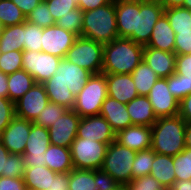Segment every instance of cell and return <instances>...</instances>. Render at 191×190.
Masks as SVG:
<instances>
[{
  "label": "cell",
  "instance_id": "obj_14",
  "mask_svg": "<svg viewBox=\"0 0 191 190\" xmlns=\"http://www.w3.org/2000/svg\"><path fill=\"white\" fill-rule=\"evenodd\" d=\"M77 35L69 32L56 24L43 28L42 52L65 58L68 50L72 47Z\"/></svg>",
  "mask_w": 191,
  "mask_h": 190
},
{
  "label": "cell",
  "instance_id": "obj_25",
  "mask_svg": "<svg viewBox=\"0 0 191 190\" xmlns=\"http://www.w3.org/2000/svg\"><path fill=\"white\" fill-rule=\"evenodd\" d=\"M46 166L56 173H69L74 169L70 148L50 144L45 152Z\"/></svg>",
  "mask_w": 191,
  "mask_h": 190
},
{
  "label": "cell",
  "instance_id": "obj_8",
  "mask_svg": "<svg viewBox=\"0 0 191 190\" xmlns=\"http://www.w3.org/2000/svg\"><path fill=\"white\" fill-rule=\"evenodd\" d=\"M164 13L160 2L136 0V21L133 41L146 46L150 40L154 25Z\"/></svg>",
  "mask_w": 191,
  "mask_h": 190
},
{
  "label": "cell",
  "instance_id": "obj_38",
  "mask_svg": "<svg viewBox=\"0 0 191 190\" xmlns=\"http://www.w3.org/2000/svg\"><path fill=\"white\" fill-rule=\"evenodd\" d=\"M42 35H43V28L25 21L24 50L41 52Z\"/></svg>",
  "mask_w": 191,
  "mask_h": 190
},
{
  "label": "cell",
  "instance_id": "obj_10",
  "mask_svg": "<svg viewBox=\"0 0 191 190\" xmlns=\"http://www.w3.org/2000/svg\"><path fill=\"white\" fill-rule=\"evenodd\" d=\"M50 144L48 129L43 126L36 125L31 121V131L23 154L25 166H46L45 152Z\"/></svg>",
  "mask_w": 191,
  "mask_h": 190
},
{
  "label": "cell",
  "instance_id": "obj_37",
  "mask_svg": "<svg viewBox=\"0 0 191 190\" xmlns=\"http://www.w3.org/2000/svg\"><path fill=\"white\" fill-rule=\"evenodd\" d=\"M67 110L66 107L49 101L33 123L48 129L53 125L57 118L61 117Z\"/></svg>",
  "mask_w": 191,
  "mask_h": 190
},
{
  "label": "cell",
  "instance_id": "obj_51",
  "mask_svg": "<svg viewBox=\"0 0 191 190\" xmlns=\"http://www.w3.org/2000/svg\"><path fill=\"white\" fill-rule=\"evenodd\" d=\"M69 173H56L47 190H69Z\"/></svg>",
  "mask_w": 191,
  "mask_h": 190
},
{
  "label": "cell",
  "instance_id": "obj_30",
  "mask_svg": "<svg viewBox=\"0 0 191 190\" xmlns=\"http://www.w3.org/2000/svg\"><path fill=\"white\" fill-rule=\"evenodd\" d=\"M34 84V78L23 69L7 75L8 98L15 103Z\"/></svg>",
  "mask_w": 191,
  "mask_h": 190
},
{
  "label": "cell",
  "instance_id": "obj_27",
  "mask_svg": "<svg viewBox=\"0 0 191 190\" xmlns=\"http://www.w3.org/2000/svg\"><path fill=\"white\" fill-rule=\"evenodd\" d=\"M153 176L165 190H168L176 181L173 157L156 153L151 166Z\"/></svg>",
  "mask_w": 191,
  "mask_h": 190
},
{
  "label": "cell",
  "instance_id": "obj_49",
  "mask_svg": "<svg viewBox=\"0 0 191 190\" xmlns=\"http://www.w3.org/2000/svg\"><path fill=\"white\" fill-rule=\"evenodd\" d=\"M175 73L191 79V54L176 56Z\"/></svg>",
  "mask_w": 191,
  "mask_h": 190
},
{
  "label": "cell",
  "instance_id": "obj_35",
  "mask_svg": "<svg viewBox=\"0 0 191 190\" xmlns=\"http://www.w3.org/2000/svg\"><path fill=\"white\" fill-rule=\"evenodd\" d=\"M26 16L12 0H0V24L2 27L24 23Z\"/></svg>",
  "mask_w": 191,
  "mask_h": 190
},
{
  "label": "cell",
  "instance_id": "obj_29",
  "mask_svg": "<svg viewBox=\"0 0 191 190\" xmlns=\"http://www.w3.org/2000/svg\"><path fill=\"white\" fill-rule=\"evenodd\" d=\"M24 51V23L2 27L0 33V53Z\"/></svg>",
  "mask_w": 191,
  "mask_h": 190
},
{
  "label": "cell",
  "instance_id": "obj_34",
  "mask_svg": "<svg viewBox=\"0 0 191 190\" xmlns=\"http://www.w3.org/2000/svg\"><path fill=\"white\" fill-rule=\"evenodd\" d=\"M69 190H97L95 170L72 169L69 172Z\"/></svg>",
  "mask_w": 191,
  "mask_h": 190
},
{
  "label": "cell",
  "instance_id": "obj_16",
  "mask_svg": "<svg viewBox=\"0 0 191 190\" xmlns=\"http://www.w3.org/2000/svg\"><path fill=\"white\" fill-rule=\"evenodd\" d=\"M31 131V121L15 116L0 135V141L11 154H24Z\"/></svg>",
  "mask_w": 191,
  "mask_h": 190
},
{
  "label": "cell",
  "instance_id": "obj_11",
  "mask_svg": "<svg viewBox=\"0 0 191 190\" xmlns=\"http://www.w3.org/2000/svg\"><path fill=\"white\" fill-rule=\"evenodd\" d=\"M50 100L43 84L35 83L15 103V116L34 121Z\"/></svg>",
  "mask_w": 191,
  "mask_h": 190
},
{
  "label": "cell",
  "instance_id": "obj_15",
  "mask_svg": "<svg viewBox=\"0 0 191 190\" xmlns=\"http://www.w3.org/2000/svg\"><path fill=\"white\" fill-rule=\"evenodd\" d=\"M77 137L109 145L116 140V133L103 116L93 115L81 117Z\"/></svg>",
  "mask_w": 191,
  "mask_h": 190
},
{
  "label": "cell",
  "instance_id": "obj_24",
  "mask_svg": "<svg viewBox=\"0 0 191 190\" xmlns=\"http://www.w3.org/2000/svg\"><path fill=\"white\" fill-rule=\"evenodd\" d=\"M133 125L152 126L157 117L147 96L138 95L126 104Z\"/></svg>",
  "mask_w": 191,
  "mask_h": 190
},
{
  "label": "cell",
  "instance_id": "obj_9",
  "mask_svg": "<svg viewBox=\"0 0 191 190\" xmlns=\"http://www.w3.org/2000/svg\"><path fill=\"white\" fill-rule=\"evenodd\" d=\"M62 58L36 51H23L22 69L28 72L35 83L43 84L55 73Z\"/></svg>",
  "mask_w": 191,
  "mask_h": 190
},
{
  "label": "cell",
  "instance_id": "obj_43",
  "mask_svg": "<svg viewBox=\"0 0 191 190\" xmlns=\"http://www.w3.org/2000/svg\"><path fill=\"white\" fill-rule=\"evenodd\" d=\"M22 55L23 51H9L6 53H0V70L9 75L15 71L22 69Z\"/></svg>",
  "mask_w": 191,
  "mask_h": 190
},
{
  "label": "cell",
  "instance_id": "obj_45",
  "mask_svg": "<svg viewBox=\"0 0 191 190\" xmlns=\"http://www.w3.org/2000/svg\"><path fill=\"white\" fill-rule=\"evenodd\" d=\"M124 185L126 190H165L151 175L139 177Z\"/></svg>",
  "mask_w": 191,
  "mask_h": 190
},
{
  "label": "cell",
  "instance_id": "obj_52",
  "mask_svg": "<svg viewBox=\"0 0 191 190\" xmlns=\"http://www.w3.org/2000/svg\"><path fill=\"white\" fill-rule=\"evenodd\" d=\"M179 116L186 122H191V94L179 102Z\"/></svg>",
  "mask_w": 191,
  "mask_h": 190
},
{
  "label": "cell",
  "instance_id": "obj_1",
  "mask_svg": "<svg viewBox=\"0 0 191 190\" xmlns=\"http://www.w3.org/2000/svg\"><path fill=\"white\" fill-rule=\"evenodd\" d=\"M144 46L128 38H117L103 47L104 74H131L143 61Z\"/></svg>",
  "mask_w": 191,
  "mask_h": 190
},
{
  "label": "cell",
  "instance_id": "obj_19",
  "mask_svg": "<svg viewBox=\"0 0 191 190\" xmlns=\"http://www.w3.org/2000/svg\"><path fill=\"white\" fill-rule=\"evenodd\" d=\"M176 53L160 49L144 47L143 61L161 78H167L175 73Z\"/></svg>",
  "mask_w": 191,
  "mask_h": 190
},
{
  "label": "cell",
  "instance_id": "obj_5",
  "mask_svg": "<svg viewBox=\"0 0 191 190\" xmlns=\"http://www.w3.org/2000/svg\"><path fill=\"white\" fill-rule=\"evenodd\" d=\"M135 155V151L115 140L108 145L100 169L112 176L119 184L130 183L132 181V164Z\"/></svg>",
  "mask_w": 191,
  "mask_h": 190
},
{
  "label": "cell",
  "instance_id": "obj_48",
  "mask_svg": "<svg viewBox=\"0 0 191 190\" xmlns=\"http://www.w3.org/2000/svg\"><path fill=\"white\" fill-rule=\"evenodd\" d=\"M95 185L98 190H113L119 183L101 169L95 170Z\"/></svg>",
  "mask_w": 191,
  "mask_h": 190
},
{
  "label": "cell",
  "instance_id": "obj_20",
  "mask_svg": "<svg viewBox=\"0 0 191 190\" xmlns=\"http://www.w3.org/2000/svg\"><path fill=\"white\" fill-rule=\"evenodd\" d=\"M99 115L108 121L116 134L127 127L133 126L126 104L109 96L102 103Z\"/></svg>",
  "mask_w": 191,
  "mask_h": 190
},
{
  "label": "cell",
  "instance_id": "obj_32",
  "mask_svg": "<svg viewBox=\"0 0 191 190\" xmlns=\"http://www.w3.org/2000/svg\"><path fill=\"white\" fill-rule=\"evenodd\" d=\"M43 85L51 102L73 109L75 95L61 81H45Z\"/></svg>",
  "mask_w": 191,
  "mask_h": 190
},
{
  "label": "cell",
  "instance_id": "obj_28",
  "mask_svg": "<svg viewBox=\"0 0 191 190\" xmlns=\"http://www.w3.org/2000/svg\"><path fill=\"white\" fill-rule=\"evenodd\" d=\"M55 175L47 166L26 167L23 180L27 190H47Z\"/></svg>",
  "mask_w": 191,
  "mask_h": 190
},
{
  "label": "cell",
  "instance_id": "obj_22",
  "mask_svg": "<svg viewBox=\"0 0 191 190\" xmlns=\"http://www.w3.org/2000/svg\"><path fill=\"white\" fill-rule=\"evenodd\" d=\"M116 25L119 38L133 41L136 21V0H115Z\"/></svg>",
  "mask_w": 191,
  "mask_h": 190
},
{
  "label": "cell",
  "instance_id": "obj_46",
  "mask_svg": "<svg viewBox=\"0 0 191 190\" xmlns=\"http://www.w3.org/2000/svg\"><path fill=\"white\" fill-rule=\"evenodd\" d=\"M14 117V102H12L9 98L0 97V135Z\"/></svg>",
  "mask_w": 191,
  "mask_h": 190
},
{
  "label": "cell",
  "instance_id": "obj_3",
  "mask_svg": "<svg viewBox=\"0 0 191 190\" xmlns=\"http://www.w3.org/2000/svg\"><path fill=\"white\" fill-rule=\"evenodd\" d=\"M82 36L102 44L110 43L119 38L115 0L107 5L83 12Z\"/></svg>",
  "mask_w": 191,
  "mask_h": 190
},
{
  "label": "cell",
  "instance_id": "obj_21",
  "mask_svg": "<svg viewBox=\"0 0 191 190\" xmlns=\"http://www.w3.org/2000/svg\"><path fill=\"white\" fill-rule=\"evenodd\" d=\"M116 141L138 152L151 148V127L133 125L116 134Z\"/></svg>",
  "mask_w": 191,
  "mask_h": 190
},
{
  "label": "cell",
  "instance_id": "obj_23",
  "mask_svg": "<svg viewBox=\"0 0 191 190\" xmlns=\"http://www.w3.org/2000/svg\"><path fill=\"white\" fill-rule=\"evenodd\" d=\"M175 33L171 28L168 18L163 13L154 25L150 40L144 47L160 49L166 52H174Z\"/></svg>",
  "mask_w": 191,
  "mask_h": 190
},
{
  "label": "cell",
  "instance_id": "obj_54",
  "mask_svg": "<svg viewBox=\"0 0 191 190\" xmlns=\"http://www.w3.org/2000/svg\"><path fill=\"white\" fill-rule=\"evenodd\" d=\"M15 5L27 15L41 2V0H12Z\"/></svg>",
  "mask_w": 191,
  "mask_h": 190
},
{
  "label": "cell",
  "instance_id": "obj_2",
  "mask_svg": "<svg viewBox=\"0 0 191 190\" xmlns=\"http://www.w3.org/2000/svg\"><path fill=\"white\" fill-rule=\"evenodd\" d=\"M186 122L179 116L161 117L151 126V149L158 154L174 157L185 145Z\"/></svg>",
  "mask_w": 191,
  "mask_h": 190
},
{
  "label": "cell",
  "instance_id": "obj_40",
  "mask_svg": "<svg viewBox=\"0 0 191 190\" xmlns=\"http://www.w3.org/2000/svg\"><path fill=\"white\" fill-rule=\"evenodd\" d=\"M166 79L169 91L179 102L191 94V79H185L184 75L177 73H173Z\"/></svg>",
  "mask_w": 191,
  "mask_h": 190
},
{
  "label": "cell",
  "instance_id": "obj_47",
  "mask_svg": "<svg viewBox=\"0 0 191 190\" xmlns=\"http://www.w3.org/2000/svg\"><path fill=\"white\" fill-rule=\"evenodd\" d=\"M174 52L176 55L191 54V30L175 34Z\"/></svg>",
  "mask_w": 191,
  "mask_h": 190
},
{
  "label": "cell",
  "instance_id": "obj_55",
  "mask_svg": "<svg viewBox=\"0 0 191 190\" xmlns=\"http://www.w3.org/2000/svg\"><path fill=\"white\" fill-rule=\"evenodd\" d=\"M168 190H191V180H176Z\"/></svg>",
  "mask_w": 191,
  "mask_h": 190
},
{
  "label": "cell",
  "instance_id": "obj_39",
  "mask_svg": "<svg viewBox=\"0 0 191 190\" xmlns=\"http://www.w3.org/2000/svg\"><path fill=\"white\" fill-rule=\"evenodd\" d=\"M176 180H191V148L185 149L173 157Z\"/></svg>",
  "mask_w": 191,
  "mask_h": 190
},
{
  "label": "cell",
  "instance_id": "obj_36",
  "mask_svg": "<svg viewBox=\"0 0 191 190\" xmlns=\"http://www.w3.org/2000/svg\"><path fill=\"white\" fill-rule=\"evenodd\" d=\"M155 154L151 148L136 152L132 164V180L150 175Z\"/></svg>",
  "mask_w": 191,
  "mask_h": 190
},
{
  "label": "cell",
  "instance_id": "obj_44",
  "mask_svg": "<svg viewBox=\"0 0 191 190\" xmlns=\"http://www.w3.org/2000/svg\"><path fill=\"white\" fill-rule=\"evenodd\" d=\"M46 3L55 22L78 7V0H48Z\"/></svg>",
  "mask_w": 191,
  "mask_h": 190
},
{
  "label": "cell",
  "instance_id": "obj_41",
  "mask_svg": "<svg viewBox=\"0 0 191 190\" xmlns=\"http://www.w3.org/2000/svg\"><path fill=\"white\" fill-rule=\"evenodd\" d=\"M26 21L46 28L55 25V21L50 14V10L46 2H40L26 17Z\"/></svg>",
  "mask_w": 191,
  "mask_h": 190
},
{
  "label": "cell",
  "instance_id": "obj_33",
  "mask_svg": "<svg viewBox=\"0 0 191 190\" xmlns=\"http://www.w3.org/2000/svg\"><path fill=\"white\" fill-rule=\"evenodd\" d=\"M164 14L168 18L174 33L191 30V11L185 7H172L164 9Z\"/></svg>",
  "mask_w": 191,
  "mask_h": 190
},
{
  "label": "cell",
  "instance_id": "obj_6",
  "mask_svg": "<svg viewBox=\"0 0 191 190\" xmlns=\"http://www.w3.org/2000/svg\"><path fill=\"white\" fill-rule=\"evenodd\" d=\"M104 44L92 39L78 36L72 47L68 50L65 59L76 64L92 74H99L103 65Z\"/></svg>",
  "mask_w": 191,
  "mask_h": 190
},
{
  "label": "cell",
  "instance_id": "obj_4",
  "mask_svg": "<svg viewBox=\"0 0 191 190\" xmlns=\"http://www.w3.org/2000/svg\"><path fill=\"white\" fill-rule=\"evenodd\" d=\"M107 96L106 74H92L83 89L75 96L73 110L80 117L99 115L101 105Z\"/></svg>",
  "mask_w": 191,
  "mask_h": 190
},
{
  "label": "cell",
  "instance_id": "obj_58",
  "mask_svg": "<svg viewBox=\"0 0 191 190\" xmlns=\"http://www.w3.org/2000/svg\"><path fill=\"white\" fill-rule=\"evenodd\" d=\"M184 139L186 147L191 148V122L186 123Z\"/></svg>",
  "mask_w": 191,
  "mask_h": 190
},
{
  "label": "cell",
  "instance_id": "obj_26",
  "mask_svg": "<svg viewBox=\"0 0 191 190\" xmlns=\"http://www.w3.org/2000/svg\"><path fill=\"white\" fill-rule=\"evenodd\" d=\"M25 170L24 156L11 154L0 141V177L23 178Z\"/></svg>",
  "mask_w": 191,
  "mask_h": 190
},
{
  "label": "cell",
  "instance_id": "obj_13",
  "mask_svg": "<svg viewBox=\"0 0 191 190\" xmlns=\"http://www.w3.org/2000/svg\"><path fill=\"white\" fill-rule=\"evenodd\" d=\"M147 97L157 118L179 115V101L169 91L166 78L160 77Z\"/></svg>",
  "mask_w": 191,
  "mask_h": 190
},
{
  "label": "cell",
  "instance_id": "obj_18",
  "mask_svg": "<svg viewBox=\"0 0 191 190\" xmlns=\"http://www.w3.org/2000/svg\"><path fill=\"white\" fill-rule=\"evenodd\" d=\"M108 96L127 104L138 96L131 74H106Z\"/></svg>",
  "mask_w": 191,
  "mask_h": 190
},
{
  "label": "cell",
  "instance_id": "obj_42",
  "mask_svg": "<svg viewBox=\"0 0 191 190\" xmlns=\"http://www.w3.org/2000/svg\"><path fill=\"white\" fill-rule=\"evenodd\" d=\"M82 18L83 11L77 7L71 10V14L59 18L55 24L69 32H73L77 36H82Z\"/></svg>",
  "mask_w": 191,
  "mask_h": 190
},
{
  "label": "cell",
  "instance_id": "obj_12",
  "mask_svg": "<svg viewBox=\"0 0 191 190\" xmlns=\"http://www.w3.org/2000/svg\"><path fill=\"white\" fill-rule=\"evenodd\" d=\"M80 119L81 117L73 109H68L48 128L50 143L70 148L77 137Z\"/></svg>",
  "mask_w": 191,
  "mask_h": 190
},
{
  "label": "cell",
  "instance_id": "obj_56",
  "mask_svg": "<svg viewBox=\"0 0 191 190\" xmlns=\"http://www.w3.org/2000/svg\"><path fill=\"white\" fill-rule=\"evenodd\" d=\"M0 97L8 98L7 75L0 70Z\"/></svg>",
  "mask_w": 191,
  "mask_h": 190
},
{
  "label": "cell",
  "instance_id": "obj_31",
  "mask_svg": "<svg viewBox=\"0 0 191 190\" xmlns=\"http://www.w3.org/2000/svg\"><path fill=\"white\" fill-rule=\"evenodd\" d=\"M131 76L138 95L143 96H147L149 94L155 82L160 78L144 61L135 67Z\"/></svg>",
  "mask_w": 191,
  "mask_h": 190
},
{
  "label": "cell",
  "instance_id": "obj_7",
  "mask_svg": "<svg viewBox=\"0 0 191 190\" xmlns=\"http://www.w3.org/2000/svg\"><path fill=\"white\" fill-rule=\"evenodd\" d=\"M108 144L76 137L71 144V158L76 169H100Z\"/></svg>",
  "mask_w": 191,
  "mask_h": 190
},
{
  "label": "cell",
  "instance_id": "obj_17",
  "mask_svg": "<svg viewBox=\"0 0 191 190\" xmlns=\"http://www.w3.org/2000/svg\"><path fill=\"white\" fill-rule=\"evenodd\" d=\"M91 76V72L63 58L56 73L46 81H61L76 96Z\"/></svg>",
  "mask_w": 191,
  "mask_h": 190
},
{
  "label": "cell",
  "instance_id": "obj_53",
  "mask_svg": "<svg viewBox=\"0 0 191 190\" xmlns=\"http://www.w3.org/2000/svg\"><path fill=\"white\" fill-rule=\"evenodd\" d=\"M112 0H78V7L83 11L96 9L100 6L107 5Z\"/></svg>",
  "mask_w": 191,
  "mask_h": 190
},
{
  "label": "cell",
  "instance_id": "obj_59",
  "mask_svg": "<svg viewBox=\"0 0 191 190\" xmlns=\"http://www.w3.org/2000/svg\"><path fill=\"white\" fill-rule=\"evenodd\" d=\"M182 7H185L191 11V0H185L184 5Z\"/></svg>",
  "mask_w": 191,
  "mask_h": 190
},
{
  "label": "cell",
  "instance_id": "obj_50",
  "mask_svg": "<svg viewBox=\"0 0 191 190\" xmlns=\"http://www.w3.org/2000/svg\"><path fill=\"white\" fill-rule=\"evenodd\" d=\"M0 190H27L23 178L0 177Z\"/></svg>",
  "mask_w": 191,
  "mask_h": 190
},
{
  "label": "cell",
  "instance_id": "obj_60",
  "mask_svg": "<svg viewBox=\"0 0 191 190\" xmlns=\"http://www.w3.org/2000/svg\"><path fill=\"white\" fill-rule=\"evenodd\" d=\"M113 190H126L125 189V185L124 184H119L116 188H114Z\"/></svg>",
  "mask_w": 191,
  "mask_h": 190
},
{
  "label": "cell",
  "instance_id": "obj_57",
  "mask_svg": "<svg viewBox=\"0 0 191 190\" xmlns=\"http://www.w3.org/2000/svg\"><path fill=\"white\" fill-rule=\"evenodd\" d=\"M185 0H162L161 4L164 9L172 7H181L184 5Z\"/></svg>",
  "mask_w": 191,
  "mask_h": 190
},
{
  "label": "cell",
  "instance_id": "obj_61",
  "mask_svg": "<svg viewBox=\"0 0 191 190\" xmlns=\"http://www.w3.org/2000/svg\"><path fill=\"white\" fill-rule=\"evenodd\" d=\"M145 1H152V2H162V0H145Z\"/></svg>",
  "mask_w": 191,
  "mask_h": 190
}]
</instances>
